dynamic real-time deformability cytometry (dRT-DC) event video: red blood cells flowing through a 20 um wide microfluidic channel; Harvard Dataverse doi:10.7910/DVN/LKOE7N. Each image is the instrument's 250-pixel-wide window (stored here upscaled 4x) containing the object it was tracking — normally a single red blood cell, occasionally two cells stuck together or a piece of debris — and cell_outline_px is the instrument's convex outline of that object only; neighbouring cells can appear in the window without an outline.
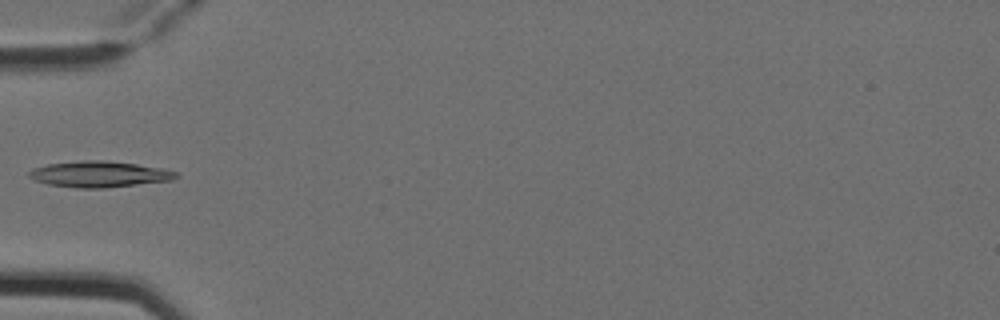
{"species": "Egyptian fruit bat (a non-hibernating species)", "species_latin": "Rousettus aegyptiacus", "temperature_condition": "cold", "stored_images_in_passage": 3, "camera_frame_rate_fps": 3000, "um_per_image_px": 0.085, "animal": {"sex": "female"}, "frame": {"image": 1, "passage_image": 3, "time_ms": 0.667, "image_size_px": [1000, 320], "cell_outline_px": [[180, 176], [172, 180], [104, 188], [76, 188], [48, 184], [36, 180], [28, 176], [28, 172], [32, 168], [48, 164], [84, 160], [104, 160], [136, 164], [160, 168], [176, 172]], "centroid_in_image_um": [8.42, 14.8], "position_along_channel_um": 76.6, "area_um2": 22.14}}